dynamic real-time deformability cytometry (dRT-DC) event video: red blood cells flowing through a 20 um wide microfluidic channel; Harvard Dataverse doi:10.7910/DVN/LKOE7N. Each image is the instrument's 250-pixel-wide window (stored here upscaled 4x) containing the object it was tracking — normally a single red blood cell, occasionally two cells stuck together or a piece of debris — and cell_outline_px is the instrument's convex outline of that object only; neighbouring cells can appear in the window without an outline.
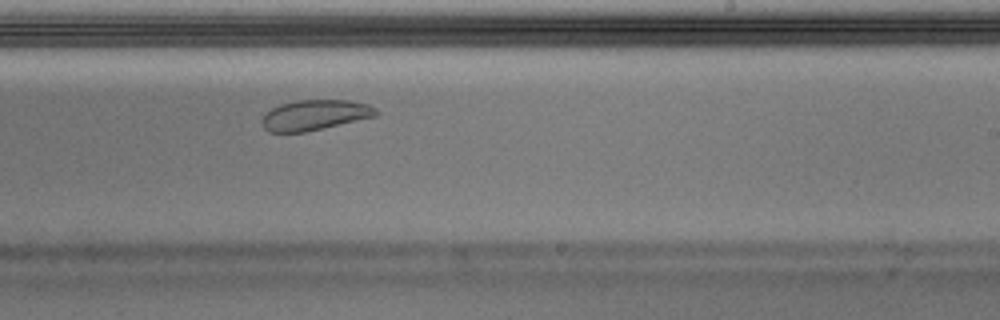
{"species": "Egyptian fruit bat (a non-hibernating species)", "species_latin": "Rousettus aegyptiacus", "temperature_condition": "warm", "stored_images_in_passage": 39, "camera_frame_rate_fps": 3000, "um_per_image_px": 0.085, "animal": {"sex": "male"}, "frame": {"image": 1, "passage_image": 23, "time_ms": 7.333, "image_size_px": [1000, 320], "cell_outline_px": [[380, 112], [376, 116], [304, 132], [268, 132], [264, 128], [264, 116], [272, 108], [280, 104], [296, 100], [348, 100], [368, 104], [376, 108]], "centroid_in_image_um": [26.8, 9.76], "position_along_channel_um": 262.2, "area_um2": 19.88}}